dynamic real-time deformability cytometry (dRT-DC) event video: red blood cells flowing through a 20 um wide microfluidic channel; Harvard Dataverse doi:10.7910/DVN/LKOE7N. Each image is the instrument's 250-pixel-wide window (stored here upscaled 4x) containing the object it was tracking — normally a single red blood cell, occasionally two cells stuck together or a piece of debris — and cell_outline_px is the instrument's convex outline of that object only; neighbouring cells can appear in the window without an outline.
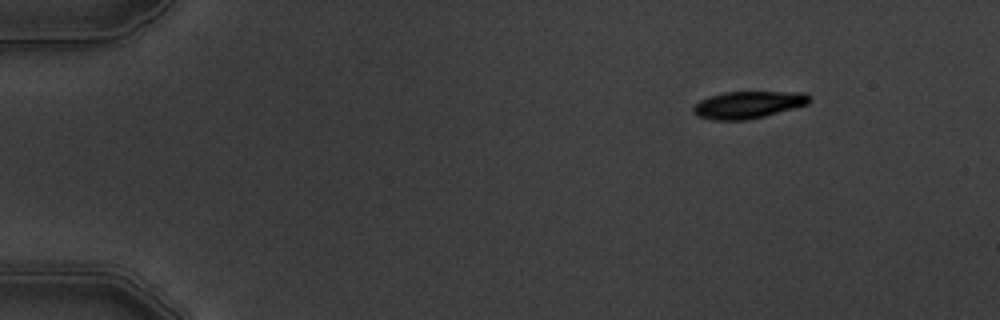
{"species": "common noctule bat (a hibernating species)", "species_latin": "Nyctalus noctula", "temperature_condition": "warm", "stored_images_in_passage": 8, "camera_frame_rate_fps": 3000, "um_per_image_px": 0.085, "animal": {"sex": "male", "body_mass_g": 19.5, "forearm_length_mm": 54.6}, "frame": {"image": 1, "passage_image": 1, "time_ms": 0.0, "image_size_px": [1000, 320], "cell_outline_px": [[808, 104], [764, 116], [748, 120], [712, 120], [696, 116], [692, 112], [692, 108], [700, 100], [724, 92], [804, 92], [808, 96]], "centroid_in_image_um": [63.54, 8.91], "position_along_channel_um": 21.5, "area_um2": 18.21}}
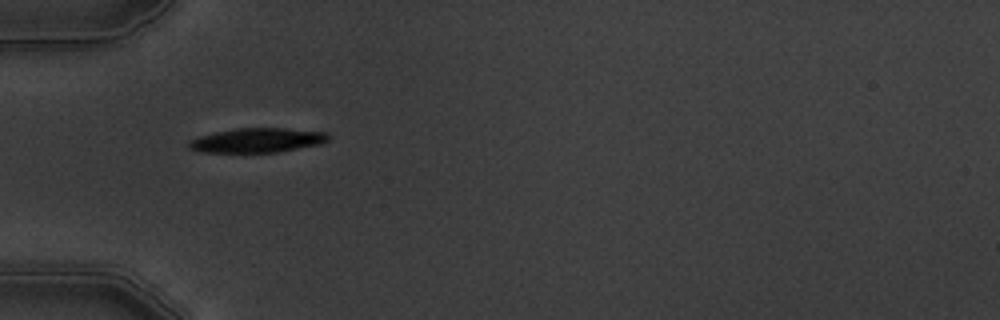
{"frame": {"image": 2, "passage_image": 4, "time_ms": 3.667, "image_size_px": [1000, 320], "cell_outline_px": [[332, 136], [328, 140], [320, 144], [276, 152], [200, 152], [188, 148], [188, 140], [200, 136], [216, 132], [236, 128], [284, 128], [328, 132]], "centroid_in_image_um": [21.88, 11.92], "position_along_channel_um": 63.1, "area_um2": 19.88}}